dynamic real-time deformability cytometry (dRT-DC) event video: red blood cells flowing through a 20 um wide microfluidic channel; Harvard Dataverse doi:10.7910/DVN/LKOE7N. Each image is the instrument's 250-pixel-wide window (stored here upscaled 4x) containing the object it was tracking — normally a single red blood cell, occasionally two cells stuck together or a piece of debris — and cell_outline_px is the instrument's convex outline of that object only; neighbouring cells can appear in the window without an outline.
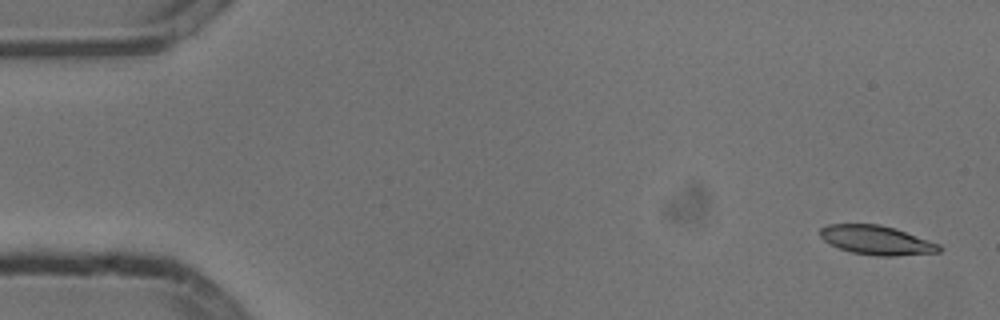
{"species": "common noctule bat (a hibernating species)", "species_latin": "Nyctalus noctula", "temperature_condition": "cold", "stored_images_in_passage": 5, "camera_frame_rate_fps": 3000, "um_per_image_px": 0.085, "animal": {"sex": "male", "body_mass_g": 13.3}, "frame": {"image": 1, "passage_image": 1, "time_ms": 0.0, "image_size_px": [1000, 320], "cell_outline_px": [[944, 248], [940, 252], [896, 256], [876, 256], [852, 252], [840, 248], [824, 240], [820, 236], [820, 228], [828, 224], [880, 224], [896, 228], [940, 244]], "centroid_in_image_um": [74.56, 20.41], "position_along_channel_um": 10.4, "area_um2": 20.29}}
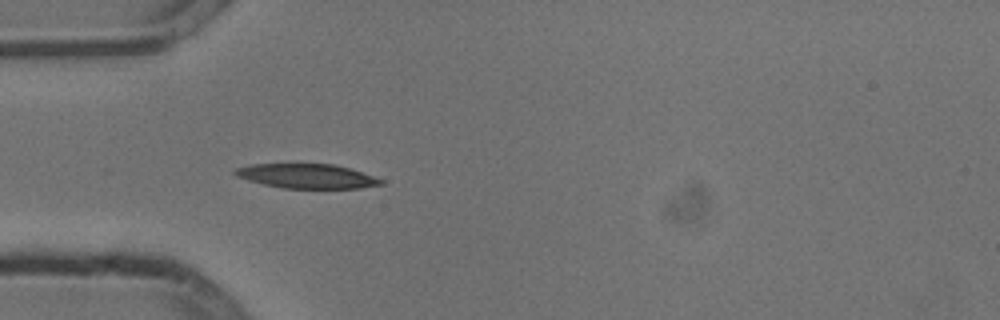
{"frame": {"image": 2, "passage_image": 5, "time_ms": 1.333, "image_size_px": [1000, 320], "cell_outline_px": [[384, 184], [360, 188], [284, 188], [264, 184], [248, 180], [236, 176], [232, 172], [236, 168], [252, 164], [336, 164], [384, 180]], "centroid_in_image_um": [26.07, 14.97], "position_along_channel_um": 58.9, "area_um2": 20.58}}